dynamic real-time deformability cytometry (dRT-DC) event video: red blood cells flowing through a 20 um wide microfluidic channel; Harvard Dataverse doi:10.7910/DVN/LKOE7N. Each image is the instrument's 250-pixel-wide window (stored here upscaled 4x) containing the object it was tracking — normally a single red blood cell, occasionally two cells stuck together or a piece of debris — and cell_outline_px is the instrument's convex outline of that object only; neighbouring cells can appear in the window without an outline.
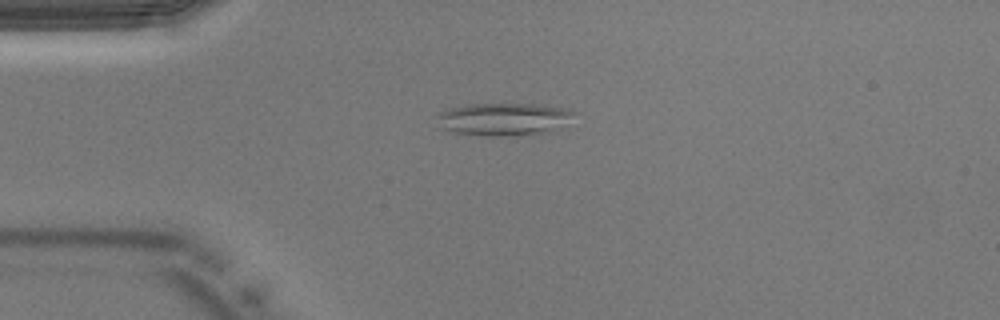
{"species": "Egyptian fruit bat (a non-hibernating species)", "species_latin": "Rousettus aegyptiacus", "temperature_condition": "warm", "stored_images_in_passage": 35, "camera_frame_rate_fps": 3000, "um_per_image_px": 0.085, "animal": {"sex": "male"}, "frame": {"image": 1, "passage_image": 4, "time_ms": 1.0, "image_size_px": [1000, 320], "cell_outline_px": [[576, 112], [552, 128], [544, 132], [500, 136], [484, 136], [456, 132], [440, 128], [432, 116], [440, 112], [452, 108], [468, 104], [540, 104], [568, 108]], "centroid_in_image_um": [42.65, 10.1], "position_along_channel_um": 42.4, "area_um2": 25.55}}
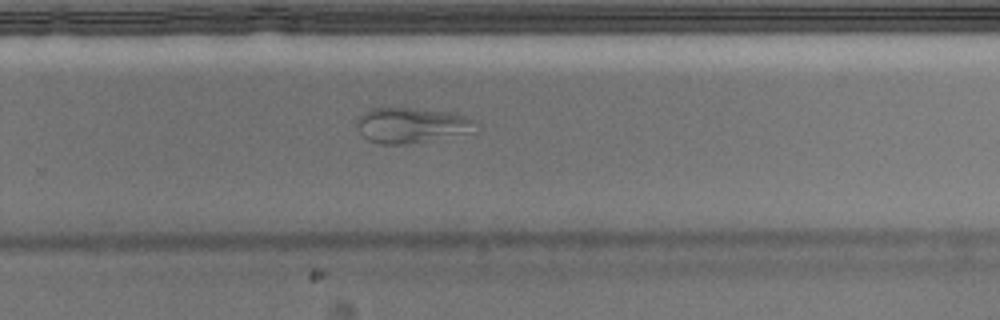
{"frame": {"image": 2, "passage_image": 21, "time_ms": 6.667, "image_size_px": [1000, 320], "cell_outline_px": [[476, 132], [404, 144], [380, 144], [368, 140], [360, 132], [356, 124], [360, 116], [364, 112], [372, 108], [416, 108], [468, 116], [476, 120]], "centroid_in_image_um": [35.0, 10.65], "position_along_channel_um": 294.8, "area_um2": 24.28}}
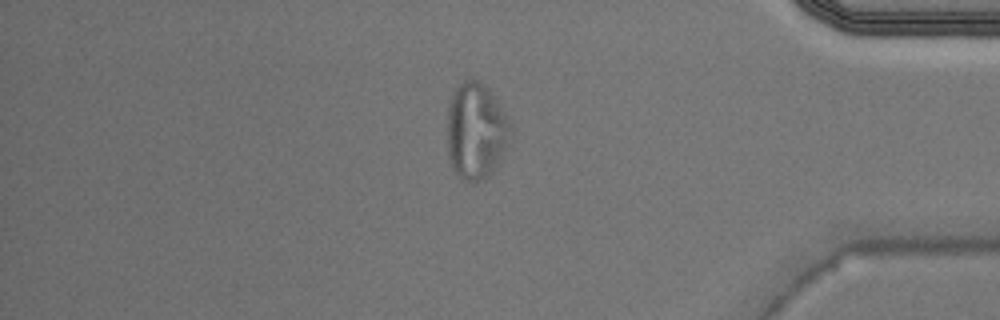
{"frame": {"image": 3, "passage_image": 29, "time_ms": 9.333, "image_size_px": [1000, 320], "cell_outline_px": [[512, 128], [508, 140], [496, 164], [488, 176], [476, 180], [460, 180], [452, 168], [448, 160], [448, 104], [456, 88], [464, 80], [476, 80], [484, 84], [488, 88], [512, 120]], "centroid_in_image_um": [40.45, 11.11], "position_along_channel_um": 394.7, "area_um2": 35.32}}